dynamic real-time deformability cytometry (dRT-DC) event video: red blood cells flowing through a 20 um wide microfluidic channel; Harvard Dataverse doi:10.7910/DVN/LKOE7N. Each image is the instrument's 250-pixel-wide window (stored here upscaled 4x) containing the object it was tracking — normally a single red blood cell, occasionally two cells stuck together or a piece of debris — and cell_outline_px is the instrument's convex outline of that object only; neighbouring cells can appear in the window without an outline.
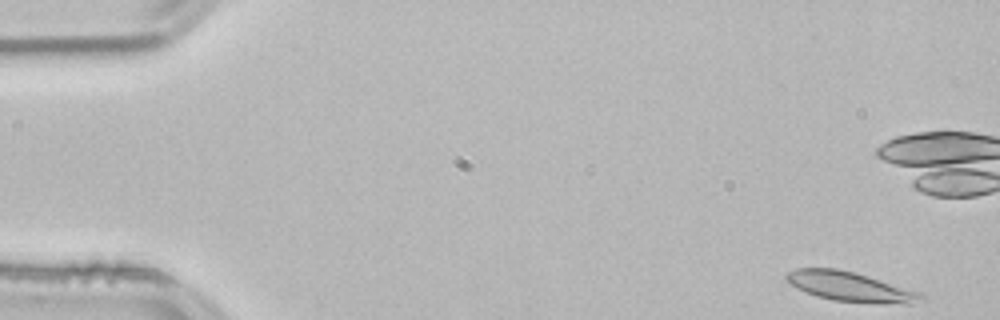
{"species": "common noctule bat (a hibernating species)", "species_latin": "Nyctalus noctula", "temperature_condition": "room temperature", "stored_images_in_passage": 52, "camera_frame_rate_fps": 3000, "um_per_image_px": 0.085, "animal": {"sex": "male", "body_mass_g": 21.5, "forearm_length_mm": 52.0}, "frame": {"image": 1, "passage_image": 1, "time_ms": 0.0, "image_size_px": [1000, 320], "cell_outline_px": [[928, 300], [912, 304], [904, 304], [832, 300], [816, 296], [796, 288], [788, 284], [784, 280], [784, 276], [788, 272], [796, 268], [836, 268], [856, 272], [920, 292]], "centroid_in_image_um": [72.26, 24.36], "position_along_channel_um": 12.7, "area_um2": 23.41}, "authors_computed_cell_mechanics": {"area_um2": 21.5016, "velocity_mm_per_s": 3.7945, "shape_relaxation_time_tau1_ms": 6.5551, "shape_relaxation_time_tau2_ms": 3.1148, "deformation_change_tau1": 0.1507, "deformation_change_tau2": 0.0811}}